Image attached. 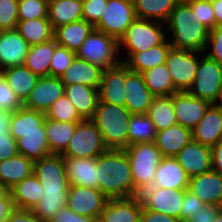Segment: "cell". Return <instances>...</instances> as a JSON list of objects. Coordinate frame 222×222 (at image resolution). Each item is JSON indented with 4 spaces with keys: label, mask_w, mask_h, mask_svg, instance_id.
Returning <instances> with one entry per match:
<instances>
[{
    "label": "cell",
    "mask_w": 222,
    "mask_h": 222,
    "mask_svg": "<svg viewBox=\"0 0 222 222\" xmlns=\"http://www.w3.org/2000/svg\"><path fill=\"white\" fill-rule=\"evenodd\" d=\"M98 189L108 199L134 197V180L125 150L108 149L96 161Z\"/></svg>",
    "instance_id": "obj_1"
},
{
    "label": "cell",
    "mask_w": 222,
    "mask_h": 222,
    "mask_svg": "<svg viewBox=\"0 0 222 222\" xmlns=\"http://www.w3.org/2000/svg\"><path fill=\"white\" fill-rule=\"evenodd\" d=\"M166 23L173 34V41L169 42L172 47L194 52L205 51L209 29L200 22L185 0L175 5Z\"/></svg>",
    "instance_id": "obj_2"
},
{
    "label": "cell",
    "mask_w": 222,
    "mask_h": 222,
    "mask_svg": "<svg viewBox=\"0 0 222 222\" xmlns=\"http://www.w3.org/2000/svg\"><path fill=\"white\" fill-rule=\"evenodd\" d=\"M132 114L126 107L98 100L91 120L102 134L108 149L124 150L128 147V124Z\"/></svg>",
    "instance_id": "obj_3"
},
{
    "label": "cell",
    "mask_w": 222,
    "mask_h": 222,
    "mask_svg": "<svg viewBox=\"0 0 222 222\" xmlns=\"http://www.w3.org/2000/svg\"><path fill=\"white\" fill-rule=\"evenodd\" d=\"M134 180V197L146 188L152 187L155 172L163 156L155 143H136L124 149Z\"/></svg>",
    "instance_id": "obj_4"
},
{
    "label": "cell",
    "mask_w": 222,
    "mask_h": 222,
    "mask_svg": "<svg viewBox=\"0 0 222 222\" xmlns=\"http://www.w3.org/2000/svg\"><path fill=\"white\" fill-rule=\"evenodd\" d=\"M77 58L86 60L103 70L118 65V41L104 32L93 29L75 53Z\"/></svg>",
    "instance_id": "obj_5"
},
{
    "label": "cell",
    "mask_w": 222,
    "mask_h": 222,
    "mask_svg": "<svg viewBox=\"0 0 222 222\" xmlns=\"http://www.w3.org/2000/svg\"><path fill=\"white\" fill-rule=\"evenodd\" d=\"M163 24L136 18L118 41L119 54L123 48L126 52H142L162 44L168 38L162 29Z\"/></svg>",
    "instance_id": "obj_6"
},
{
    "label": "cell",
    "mask_w": 222,
    "mask_h": 222,
    "mask_svg": "<svg viewBox=\"0 0 222 222\" xmlns=\"http://www.w3.org/2000/svg\"><path fill=\"white\" fill-rule=\"evenodd\" d=\"M107 150L100 130L91 119H84L77 123L74 135L61 155L68 158H91Z\"/></svg>",
    "instance_id": "obj_7"
},
{
    "label": "cell",
    "mask_w": 222,
    "mask_h": 222,
    "mask_svg": "<svg viewBox=\"0 0 222 222\" xmlns=\"http://www.w3.org/2000/svg\"><path fill=\"white\" fill-rule=\"evenodd\" d=\"M200 53L203 52L170 47L165 64L178 92L188 91L192 87L199 66V57L202 56Z\"/></svg>",
    "instance_id": "obj_8"
},
{
    "label": "cell",
    "mask_w": 222,
    "mask_h": 222,
    "mask_svg": "<svg viewBox=\"0 0 222 222\" xmlns=\"http://www.w3.org/2000/svg\"><path fill=\"white\" fill-rule=\"evenodd\" d=\"M135 19L133 0H108L101 19L94 27L119 41Z\"/></svg>",
    "instance_id": "obj_9"
},
{
    "label": "cell",
    "mask_w": 222,
    "mask_h": 222,
    "mask_svg": "<svg viewBox=\"0 0 222 222\" xmlns=\"http://www.w3.org/2000/svg\"><path fill=\"white\" fill-rule=\"evenodd\" d=\"M222 87V66L207 56L199 60L194 83L188 92L197 98L215 104Z\"/></svg>",
    "instance_id": "obj_10"
},
{
    "label": "cell",
    "mask_w": 222,
    "mask_h": 222,
    "mask_svg": "<svg viewBox=\"0 0 222 222\" xmlns=\"http://www.w3.org/2000/svg\"><path fill=\"white\" fill-rule=\"evenodd\" d=\"M186 189H166L152 186L139 194L144 209L180 219Z\"/></svg>",
    "instance_id": "obj_11"
},
{
    "label": "cell",
    "mask_w": 222,
    "mask_h": 222,
    "mask_svg": "<svg viewBox=\"0 0 222 222\" xmlns=\"http://www.w3.org/2000/svg\"><path fill=\"white\" fill-rule=\"evenodd\" d=\"M33 173L41 182L44 191L69 190L70 185L61 154H50L34 161Z\"/></svg>",
    "instance_id": "obj_12"
},
{
    "label": "cell",
    "mask_w": 222,
    "mask_h": 222,
    "mask_svg": "<svg viewBox=\"0 0 222 222\" xmlns=\"http://www.w3.org/2000/svg\"><path fill=\"white\" fill-rule=\"evenodd\" d=\"M108 198L96 188L70 185L67 207L81 216H89L98 220Z\"/></svg>",
    "instance_id": "obj_13"
},
{
    "label": "cell",
    "mask_w": 222,
    "mask_h": 222,
    "mask_svg": "<svg viewBox=\"0 0 222 222\" xmlns=\"http://www.w3.org/2000/svg\"><path fill=\"white\" fill-rule=\"evenodd\" d=\"M126 65H118L103 70L101 84L98 88L99 100L125 107L126 105Z\"/></svg>",
    "instance_id": "obj_14"
},
{
    "label": "cell",
    "mask_w": 222,
    "mask_h": 222,
    "mask_svg": "<svg viewBox=\"0 0 222 222\" xmlns=\"http://www.w3.org/2000/svg\"><path fill=\"white\" fill-rule=\"evenodd\" d=\"M172 101L177 123L190 130L196 127L211 105L206 100L192 96L188 91L173 93Z\"/></svg>",
    "instance_id": "obj_15"
},
{
    "label": "cell",
    "mask_w": 222,
    "mask_h": 222,
    "mask_svg": "<svg viewBox=\"0 0 222 222\" xmlns=\"http://www.w3.org/2000/svg\"><path fill=\"white\" fill-rule=\"evenodd\" d=\"M65 94V86L59 77H39L23 106L46 113L53 103Z\"/></svg>",
    "instance_id": "obj_16"
},
{
    "label": "cell",
    "mask_w": 222,
    "mask_h": 222,
    "mask_svg": "<svg viewBox=\"0 0 222 222\" xmlns=\"http://www.w3.org/2000/svg\"><path fill=\"white\" fill-rule=\"evenodd\" d=\"M189 178L212 170L211 147L193 139L174 157Z\"/></svg>",
    "instance_id": "obj_17"
},
{
    "label": "cell",
    "mask_w": 222,
    "mask_h": 222,
    "mask_svg": "<svg viewBox=\"0 0 222 222\" xmlns=\"http://www.w3.org/2000/svg\"><path fill=\"white\" fill-rule=\"evenodd\" d=\"M126 105L131 114H146L154 95L146 86L142 73L130 71L126 66Z\"/></svg>",
    "instance_id": "obj_18"
},
{
    "label": "cell",
    "mask_w": 222,
    "mask_h": 222,
    "mask_svg": "<svg viewBox=\"0 0 222 222\" xmlns=\"http://www.w3.org/2000/svg\"><path fill=\"white\" fill-rule=\"evenodd\" d=\"M29 48L17 29L0 31V71L24 65Z\"/></svg>",
    "instance_id": "obj_19"
},
{
    "label": "cell",
    "mask_w": 222,
    "mask_h": 222,
    "mask_svg": "<svg viewBox=\"0 0 222 222\" xmlns=\"http://www.w3.org/2000/svg\"><path fill=\"white\" fill-rule=\"evenodd\" d=\"M142 207L139 196L108 199L97 222H139Z\"/></svg>",
    "instance_id": "obj_20"
},
{
    "label": "cell",
    "mask_w": 222,
    "mask_h": 222,
    "mask_svg": "<svg viewBox=\"0 0 222 222\" xmlns=\"http://www.w3.org/2000/svg\"><path fill=\"white\" fill-rule=\"evenodd\" d=\"M65 172L69 185L98 189L96 161L97 157L91 158H68L63 157Z\"/></svg>",
    "instance_id": "obj_21"
},
{
    "label": "cell",
    "mask_w": 222,
    "mask_h": 222,
    "mask_svg": "<svg viewBox=\"0 0 222 222\" xmlns=\"http://www.w3.org/2000/svg\"><path fill=\"white\" fill-rule=\"evenodd\" d=\"M192 138L211 148L222 139V108L211 104L203 118L192 130Z\"/></svg>",
    "instance_id": "obj_22"
},
{
    "label": "cell",
    "mask_w": 222,
    "mask_h": 222,
    "mask_svg": "<svg viewBox=\"0 0 222 222\" xmlns=\"http://www.w3.org/2000/svg\"><path fill=\"white\" fill-rule=\"evenodd\" d=\"M187 190L205 205H217L222 195V174L211 170L191 177Z\"/></svg>",
    "instance_id": "obj_23"
},
{
    "label": "cell",
    "mask_w": 222,
    "mask_h": 222,
    "mask_svg": "<svg viewBox=\"0 0 222 222\" xmlns=\"http://www.w3.org/2000/svg\"><path fill=\"white\" fill-rule=\"evenodd\" d=\"M103 69L75 57L69 68L60 75V80L64 86L71 84H83L93 88H99L101 84Z\"/></svg>",
    "instance_id": "obj_24"
},
{
    "label": "cell",
    "mask_w": 222,
    "mask_h": 222,
    "mask_svg": "<svg viewBox=\"0 0 222 222\" xmlns=\"http://www.w3.org/2000/svg\"><path fill=\"white\" fill-rule=\"evenodd\" d=\"M171 47L168 38L160 45L142 52H126L127 57L121 60L130 71L142 73L158 65L164 64Z\"/></svg>",
    "instance_id": "obj_25"
},
{
    "label": "cell",
    "mask_w": 222,
    "mask_h": 222,
    "mask_svg": "<svg viewBox=\"0 0 222 222\" xmlns=\"http://www.w3.org/2000/svg\"><path fill=\"white\" fill-rule=\"evenodd\" d=\"M189 177L174 157H163L155 172L153 186L188 189Z\"/></svg>",
    "instance_id": "obj_26"
},
{
    "label": "cell",
    "mask_w": 222,
    "mask_h": 222,
    "mask_svg": "<svg viewBox=\"0 0 222 222\" xmlns=\"http://www.w3.org/2000/svg\"><path fill=\"white\" fill-rule=\"evenodd\" d=\"M192 139V130L176 123L157 131L154 143L163 157H175Z\"/></svg>",
    "instance_id": "obj_27"
},
{
    "label": "cell",
    "mask_w": 222,
    "mask_h": 222,
    "mask_svg": "<svg viewBox=\"0 0 222 222\" xmlns=\"http://www.w3.org/2000/svg\"><path fill=\"white\" fill-rule=\"evenodd\" d=\"M44 190L34 173L10 189L15 208L32 210L39 203Z\"/></svg>",
    "instance_id": "obj_28"
},
{
    "label": "cell",
    "mask_w": 222,
    "mask_h": 222,
    "mask_svg": "<svg viewBox=\"0 0 222 222\" xmlns=\"http://www.w3.org/2000/svg\"><path fill=\"white\" fill-rule=\"evenodd\" d=\"M65 94L83 119H91L99 100L98 88L83 84L65 86Z\"/></svg>",
    "instance_id": "obj_29"
},
{
    "label": "cell",
    "mask_w": 222,
    "mask_h": 222,
    "mask_svg": "<svg viewBox=\"0 0 222 222\" xmlns=\"http://www.w3.org/2000/svg\"><path fill=\"white\" fill-rule=\"evenodd\" d=\"M94 28L93 24L81 19L55 28L54 39L57 44L76 53Z\"/></svg>",
    "instance_id": "obj_30"
},
{
    "label": "cell",
    "mask_w": 222,
    "mask_h": 222,
    "mask_svg": "<svg viewBox=\"0 0 222 222\" xmlns=\"http://www.w3.org/2000/svg\"><path fill=\"white\" fill-rule=\"evenodd\" d=\"M34 170V161L17 154L10 159L0 162V181L9 189L23 179L31 176Z\"/></svg>",
    "instance_id": "obj_31"
},
{
    "label": "cell",
    "mask_w": 222,
    "mask_h": 222,
    "mask_svg": "<svg viewBox=\"0 0 222 222\" xmlns=\"http://www.w3.org/2000/svg\"><path fill=\"white\" fill-rule=\"evenodd\" d=\"M81 19H83L82 0L48 1V20L53 29Z\"/></svg>",
    "instance_id": "obj_32"
},
{
    "label": "cell",
    "mask_w": 222,
    "mask_h": 222,
    "mask_svg": "<svg viewBox=\"0 0 222 222\" xmlns=\"http://www.w3.org/2000/svg\"><path fill=\"white\" fill-rule=\"evenodd\" d=\"M45 124V113L21 107L11 113L9 133L15 139L22 137V134L30 131H40Z\"/></svg>",
    "instance_id": "obj_33"
},
{
    "label": "cell",
    "mask_w": 222,
    "mask_h": 222,
    "mask_svg": "<svg viewBox=\"0 0 222 222\" xmlns=\"http://www.w3.org/2000/svg\"><path fill=\"white\" fill-rule=\"evenodd\" d=\"M18 154L33 161L50 155L48 141L46 137L45 124L40 127V131H30L22 134L16 140Z\"/></svg>",
    "instance_id": "obj_34"
},
{
    "label": "cell",
    "mask_w": 222,
    "mask_h": 222,
    "mask_svg": "<svg viewBox=\"0 0 222 222\" xmlns=\"http://www.w3.org/2000/svg\"><path fill=\"white\" fill-rule=\"evenodd\" d=\"M0 72L23 103L29 97L30 92L34 89L39 79L37 75L24 65L9 67Z\"/></svg>",
    "instance_id": "obj_35"
},
{
    "label": "cell",
    "mask_w": 222,
    "mask_h": 222,
    "mask_svg": "<svg viewBox=\"0 0 222 222\" xmlns=\"http://www.w3.org/2000/svg\"><path fill=\"white\" fill-rule=\"evenodd\" d=\"M79 122H57L45 117V131L51 154H62Z\"/></svg>",
    "instance_id": "obj_36"
},
{
    "label": "cell",
    "mask_w": 222,
    "mask_h": 222,
    "mask_svg": "<svg viewBox=\"0 0 222 222\" xmlns=\"http://www.w3.org/2000/svg\"><path fill=\"white\" fill-rule=\"evenodd\" d=\"M55 51V39L29 48L24 66L38 77L49 76L50 63Z\"/></svg>",
    "instance_id": "obj_37"
},
{
    "label": "cell",
    "mask_w": 222,
    "mask_h": 222,
    "mask_svg": "<svg viewBox=\"0 0 222 222\" xmlns=\"http://www.w3.org/2000/svg\"><path fill=\"white\" fill-rule=\"evenodd\" d=\"M179 1L133 0L136 18L157 21L166 25L165 22Z\"/></svg>",
    "instance_id": "obj_38"
},
{
    "label": "cell",
    "mask_w": 222,
    "mask_h": 222,
    "mask_svg": "<svg viewBox=\"0 0 222 222\" xmlns=\"http://www.w3.org/2000/svg\"><path fill=\"white\" fill-rule=\"evenodd\" d=\"M17 30L30 47L54 39V29L48 18L19 20Z\"/></svg>",
    "instance_id": "obj_39"
},
{
    "label": "cell",
    "mask_w": 222,
    "mask_h": 222,
    "mask_svg": "<svg viewBox=\"0 0 222 222\" xmlns=\"http://www.w3.org/2000/svg\"><path fill=\"white\" fill-rule=\"evenodd\" d=\"M142 75L147 88L155 97L170 96L178 92L165 63L142 72Z\"/></svg>",
    "instance_id": "obj_40"
},
{
    "label": "cell",
    "mask_w": 222,
    "mask_h": 222,
    "mask_svg": "<svg viewBox=\"0 0 222 222\" xmlns=\"http://www.w3.org/2000/svg\"><path fill=\"white\" fill-rule=\"evenodd\" d=\"M68 191H44L39 203L31 211L40 221L50 222L55 214L67 207Z\"/></svg>",
    "instance_id": "obj_41"
},
{
    "label": "cell",
    "mask_w": 222,
    "mask_h": 222,
    "mask_svg": "<svg viewBox=\"0 0 222 222\" xmlns=\"http://www.w3.org/2000/svg\"><path fill=\"white\" fill-rule=\"evenodd\" d=\"M146 114L157 131L167 129L177 123L172 95L154 97Z\"/></svg>",
    "instance_id": "obj_42"
},
{
    "label": "cell",
    "mask_w": 222,
    "mask_h": 222,
    "mask_svg": "<svg viewBox=\"0 0 222 222\" xmlns=\"http://www.w3.org/2000/svg\"><path fill=\"white\" fill-rule=\"evenodd\" d=\"M128 146L136 143H154L157 130L147 114H132L128 124Z\"/></svg>",
    "instance_id": "obj_43"
},
{
    "label": "cell",
    "mask_w": 222,
    "mask_h": 222,
    "mask_svg": "<svg viewBox=\"0 0 222 222\" xmlns=\"http://www.w3.org/2000/svg\"><path fill=\"white\" fill-rule=\"evenodd\" d=\"M45 117L57 122H81L84 120L66 94L53 103L46 111Z\"/></svg>",
    "instance_id": "obj_44"
},
{
    "label": "cell",
    "mask_w": 222,
    "mask_h": 222,
    "mask_svg": "<svg viewBox=\"0 0 222 222\" xmlns=\"http://www.w3.org/2000/svg\"><path fill=\"white\" fill-rule=\"evenodd\" d=\"M49 0H18V20L48 18Z\"/></svg>",
    "instance_id": "obj_45"
},
{
    "label": "cell",
    "mask_w": 222,
    "mask_h": 222,
    "mask_svg": "<svg viewBox=\"0 0 222 222\" xmlns=\"http://www.w3.org/2000/svg\"><path fill=\"white\" fill-rule=\"evenodd\" d=\"M76 54L55 41V51L50 63L49 76L60 77L71 65Z\"/></svg>",
    "instance_id": "obj_46"
},
{
    "label": "cell",
    "mask_w": 222,
    "mask_h": 222,
    "mask_svg": "<svg viewBox=\"0 0 222 222\" xmlns=\"http://www.w3.org/2000/svg\"><path fill=\"white\" fill-rule=\"evenodd\" d=\"M18 0H0V31L17 29Z\"/></svg>",
    "instance_id": "obj_47"
},
{
    "label": "cell",
    "mask_w": 222,
    "mask_h": 222,
    "mask_svg": "<svg viewBox=\"0 0 222 222\" xmlns=\"http://www.w3.org/2000/svg\"><path fill=\"white\" fill-rule=\"evenodd\" d=\"M23 107V102L10 88L7 80L0 72V110L13 113Z\"/></svg>",
    "instance_id": "obj_48"
},
{
    "label": "cell",
    "mask_w": 222,
    "mask_h": 222,
    "mask_svg": "<svg viewBox=\"0 0 222 222\" xmlns=\"http://www.w3.org/2000/svg\"><path fill=\"white\" fill-rule=\"evenodd\" d=\"M200 22L209 30L215 28V15L211 0H185Z\"/></svg>",
    "instance_id": "obj_49"
},
{
    "label": "cell",
    "mask_w": 222,
    "mask_h": 222,
    "mask_svg": "<svg viewBox=\"0 0 222 222\" xmlns=\"http://www.w3.org/2000/svg\"><path fill=\"white\" fill-rule=\"evenodd\" d=\"M108 0H82V18L95 25L102 17Z\"/></svg>",
    "instance_id": "obj_50"
},
{
    "label": "cell",
    "mask_w": 222,
    "mask_h": 222,
    "mask_svg": "<svg viewBox=\"0 0 222 222\" xmlns=\"http://www.w3.org/2000/svg\"><path fill=\"white\" fill-rule=\"evenodd\" d=\"M208 48L211 50L205 53L208 51ZM204 53L207 57L216 60L222 66V26L209 30Z\"/></svg>",
    "instance_id": "obj_51"
},
{
    "label": "cell",
    "mask_w": 222,
    "mask_h": 222,
    "mask_svg": "<svg viewBox=\"0 0 222 222\" xmlns=\"http://www.w3.org/2000/svg\"><path fill=\"white\" fill-rule=\"evenodd\" d=\"M205 204L194 194L185 191V196L180 210V221L185 222L187 219L197 213Z\"/></svg>",
    "instance_id": "obj_52"
},
{
    "label": "cell",
    "mask_w": 222,
    "mask_h": 222,
    "mask_svg": "<svg viewBox=\"0 0 222 222\" xmlns=\"http://www.w3.org/2000/svg\"><path fill=\"white\" fill-rule=\"evenodd\" d=\"M18 154L16 140L9 134L0 133V162Z\"/></svg>",
    "instance_id": "obj_53"
},
{
    "label": "cell",
    "mask_w": 222,
    "mask_h": 222,
    "mask_svg": "<svg viewBox=\"0 0 222 222\" xmlns=\"http://www.w3.org/2000/svg\"><path fill=\"white\" fill-rule=\"evenodd\" d=\"M50 222H97V219L89 216H81L74 213L68 207H64L54 215Z\"/></svg>",
    "instance_id": "obj_54"
},
{
    "label": "cell",
    "mask_w": 222,
    "mask_h": 222,
    "mask_svg": "<svg viewBox=\"0 0 222 222\" xmlns=\"http://www.w3.org/2000/svg\"><path fill=\"white\" fill-rule=\"evenodd\" d=\"M218 214L219 210L216 205H204L203 208H200L197 213L185 222H213Z\"/></svg>",
    "instance_id": "obj_55"
},
{
    "label": "cell",
    "mask_w": 222,
    "mask_h": 222,
    "mask_svg": "<svg viewBox=\"0 0 222 222\" xmlns=\"http://www.w3.org/2000/svg\"><path fill=\"white\" fill-rule=\"evenodd\" d=\"M139 222H181L176 217L154 212L142 207Z\"/></svg>",
    "instance_id": "obj_56"
},
{
    "label": "cell",
    "mask_w": 222,
    "mask_h": 222,
    "mask_svg": "<svg viewBox=\"0 0 222 222\" xmlns=\"http://www.w3.org/2000/svg\"><path fill=\"white\" fill-rule=\"evenodd\" d=\"M4 222H42L37 216L27 209L14 208Z\"/></svg>",
    "instance_id": "obj_57"
},
{
    "label": "cell",
    "mask_w": 222,
    "mask_h": 222,
    "mask_svg": "<svg viewBox=\"0 0 222 222\" xmlns=\"http://www.w3.org/2000/svg\"><path fill=\"white\" fill-rule=\"evenodd\" d=\"M212 170L222 174V139H220L212 148Z\"/></svg>",
    "instance_id": "obj_58"
},
{
    "label": "cell",
    "mask_w": 222,
    "mask_h": 222,
    "mask_svg": "<svg viewBox=\"0 0 222 222\" xmlns=\"http://www.w3.org/2000/svg\"><path fill=\"white\" fill-rule=\"evenodd\" d=\"M14 208L10 194L4 200H0V222H4Z\"/></svg>",
    "instance_id": "obj_59"
},
{
    "label": "cell",
    "mask_w": 222,
    "mask_h": 222,
    "mask_svg": "<svg viewBox=\"0 0 222 222\" xmlns=\"http://www.w3.org/2000/svg\"><path fill=\"white\" fill-rule=\"evenodd\" d=\"M215 15V27L222 26V0H211Z\"/></svg>",
    "instance_id": "obj_60"
},
{
    "label": "cell",
    "mask_w": 222,
    "mask_h": 222,
    "mask_svg": "<svg viewBox=\"0 0 222 222\" xmlns=\"http://www.w3.org/2000/svg\"><path fill=\"white\" fill-rule=\"evenodd\" d=\"M11 113L0 110V133L9 134Z\"/></svg>",
    "instance_id": "obj_61"
},
{
    "label": "cell",
    "mask_w": 222,
    "mask_h": 222,
    "mask_svg": "<svg viewBox=\"0 0 222 222\" xmlns=\"http://www.w3.org/2000/svg\"><path fill=\"white\" fill-rule=\"evenodd\" d=\"M10 194V189L0 181V200H4Z\"/></svg>",
    "instance_id": "obj_62"
},
{
    "label": "cell",
    "mask_w": 222,
    "mask_h": 222,
    "mask_svg": "<svg viewBox=\"0 0 222 222\" xmlns=\"http://www.w3.org/2000/svg\"><path fill=\"white\" fill-rule=\"evenodd\" d=\"M215 105H217L220 108H222V87L220 89V93H219L217 101L215 102Z\"/></svg>",
    "instance_id": "obj_63"
},
{
    "label": "cell",
    "mask_w": 222,
    "mask_h": 222,
    "mask_svg": "<svg viewBox=\"0 0 222 222\" xmlns=\"http://www.w3.org/2000/svg\"><path fill=\"white\" fill-rule=\"evenodd\" d=\"M216 206H217L219 212L222 213V195H221V198L219 199V202L217 203Z\"/></svg>",
    "instance_id": "obj_64"
},
{
    "label": "cell",
    "mask_w": 222,
    "mask_h": 222,
    "mask_svg": "<svg viewBox=\"0 0 222 222\" xmlns=\"http://www.w3.org/2000/svg\"><path fill=\"white\" fill-rule=\"evenodd\" d=\"M213 222H222V213L219 212Z\"/></svg>",
    "instance_id": "obj_65"
}]
</instances>
